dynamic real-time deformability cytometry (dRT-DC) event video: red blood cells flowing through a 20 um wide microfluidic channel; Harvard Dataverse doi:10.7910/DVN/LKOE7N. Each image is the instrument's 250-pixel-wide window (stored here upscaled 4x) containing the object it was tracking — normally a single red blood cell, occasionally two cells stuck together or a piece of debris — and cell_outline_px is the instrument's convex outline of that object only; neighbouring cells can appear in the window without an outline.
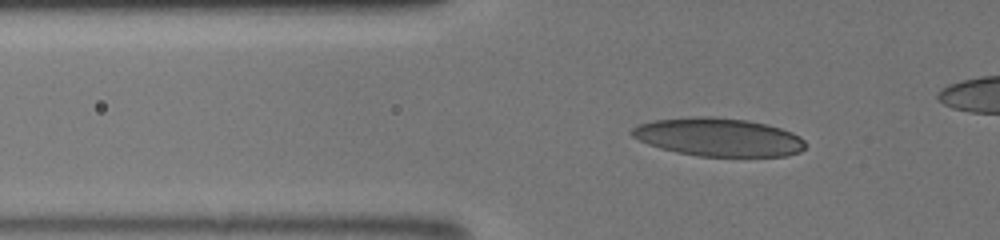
{"species": "human", "species_latin": "Homo sapiens", "temperature_condition": "room temperature", "stored_images_in_passage": 49, "camera_frame_rate_fps": 3000, "um_per_image_px": 0.085, "donor": {"sex": "male"}, "frame": {"image": 1, "passage_image": 20, "time_ms": 6.333, "image_size_px": [1000, 240], "cell_outline_px": [[804, 148], [800, 152], [784, 156], [696, 156], [676, 152], [660, 148], [648, 144], [632, 136], [628, 132], [636, 124], [652, 120], [692, 116], [712, 116], [748, 120], [768, 124], [792, 132], [800, 136], [804, 140]], "centroid_in_image_um": [61.03, 11.64], "position_along_channel_um": 64.8, "area_um2": 39.02}}
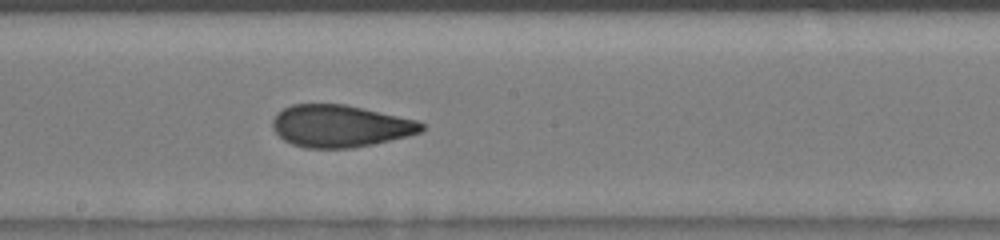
{"frame": {"image": 2, "passage_image": 32, "time_ms": 10.333, "image_size_px": [1000, 240], "cell_outline_px": [[424, 128], [420, 132], [408, 136], [372, 144], [352, 148], [304, 148], [292, 144], [284, 140], [272, 128], [272, 120], [276, 112], [292, 104], [344, 104], [416, 120], [424, 124]], "centroid_in_image_um": [28.87, 10.71], "position_along_channel_um": 219.3, "area_um2": 36.47}}
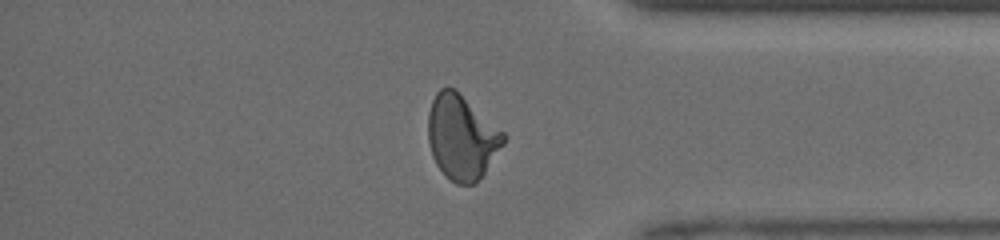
{"frame": {"image": 3, "passage_image": 45, "time_ms": 14.667, "image_size_px": [1000, 240], "cell_outline_px": [[508, 136], [504, 144], [484, 172], [472, 184], [456, 184], [436, 164], [432, 156], [428, 140], [428, 112], [432, 100], [436, 92], [440, 88], [456, 88], [504, 132]], "centroid_in_image_um": [39.25, 11.61], "position_along_channel_um": 396.0, "area_um2": 36.99}}